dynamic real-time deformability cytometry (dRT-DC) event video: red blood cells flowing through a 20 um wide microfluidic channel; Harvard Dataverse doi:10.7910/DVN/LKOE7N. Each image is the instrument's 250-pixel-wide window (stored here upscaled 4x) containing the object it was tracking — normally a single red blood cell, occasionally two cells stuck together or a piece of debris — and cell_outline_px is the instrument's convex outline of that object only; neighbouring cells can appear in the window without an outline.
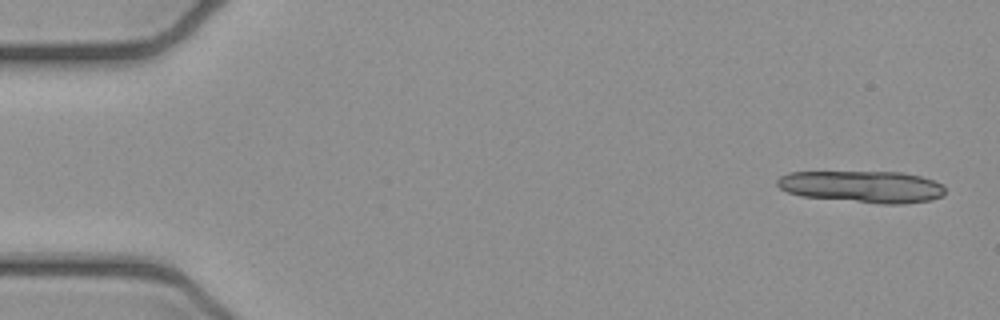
{"species": "common noctule bat (a hibernating species)", "species_latin": "Nyctalus noctula", "temperature_condition": "cold", "stored_images_in_passage": 7, "camera_frame_rate_fps": 3000, "um_per_image_px": 0.085, "animal": {"sex": "female", "body_mass_g": 21.9}, "frame": {"image": 1, "passage_image": 1, "time_ms": 0.0, "image_size_px": [1000, 320], "cell_outline_px": [[944, 196], [932, 200], [904, 204], [880, 204], [800, 196], [788, 192], [780, 188], [776, 184], [776, 180], [780, 176], [788, 172], [904, 172], [920, 176], [944, 184]], "centroid_in_image_um": [73.32, 15.87], "position_along_channel_um": 11.7, "area_um2": 31.5}}
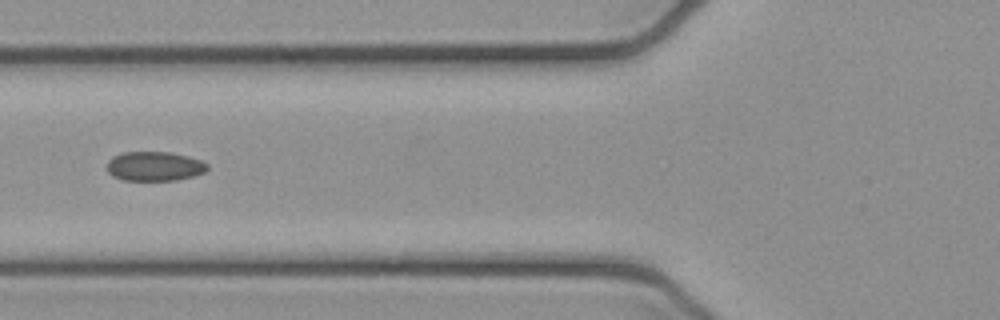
{"frame": {"image": 2, "passage_image": 6, "time_ms": 1.667, "image_size_px": [1000, 320], "cell_outline_px": [[208, 168], [204, 172], [196, 176], [176, 180], [124, 180], [112, 176], [108, 172], [108, 160], [112, 156], [124, 152], [168, 152], [188, 156], [200, 160], [208, 164]], "centroid_in_image_um": [13.14, 14.13], "position_along_channel_um": 112.7, "area_um2": 17.22}}
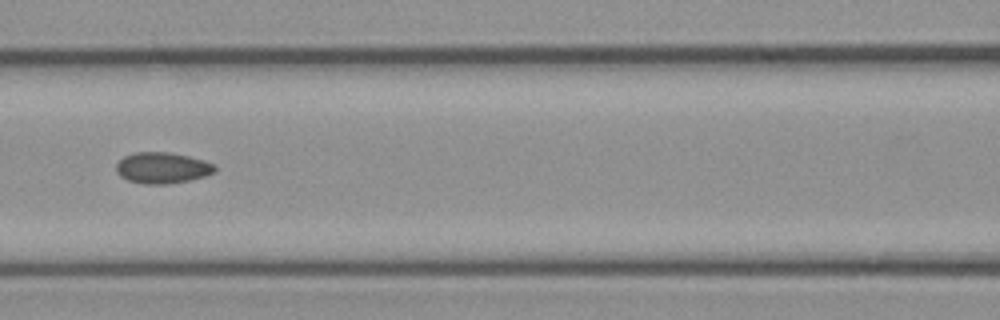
{"frame": {"image": 3, "passage_image": 7, "time_ms": 2.0, "image_size_px": [1000, 320], "cell_outline_px": [[216, 172], [204, 176], [188, 180], [168, 184], [144, 184], [128, 180], [120, 176], [116, 172], [116, 164], [124, 156], [132, 152], [168, 152], [188, 156], [204, 160], [216, 164]], "centroid_in_image_um": [13.8, 14.26], "position_along_channel_um": 152.8, "area_um2": 17.98}}